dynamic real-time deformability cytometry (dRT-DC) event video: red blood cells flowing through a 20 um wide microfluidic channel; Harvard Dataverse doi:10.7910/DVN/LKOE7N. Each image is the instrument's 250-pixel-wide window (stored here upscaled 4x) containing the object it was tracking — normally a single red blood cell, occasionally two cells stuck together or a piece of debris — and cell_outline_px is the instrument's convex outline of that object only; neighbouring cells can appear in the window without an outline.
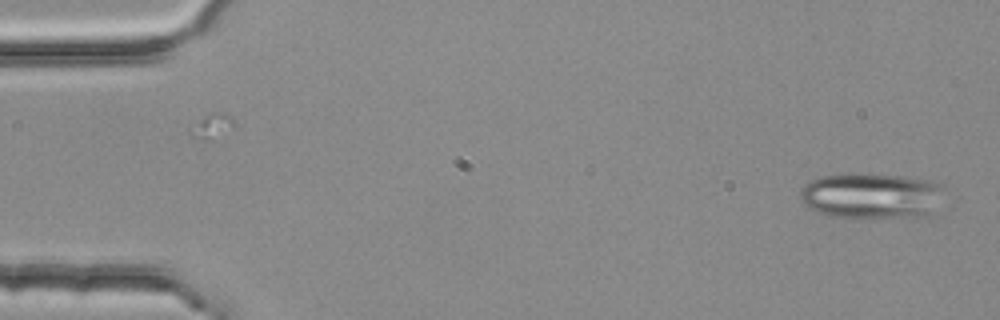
{"species": "common noctule bat (a hibernating species)", "species_latin": "Nyctalus noctula", "temperature_condition": "room temperature", "stored_images_in_passage": 52, "segment_of_instrument_passage": [1, 2], "camera_frame_rate_fps": 3000, "um_per_image_px": 0.085, "animal": {"sex": "female", "body_mass_g": 25.1}, "frame": {"image": 1, "passage_image": 1, "time_ms": 0.0, "image_size_px": [1000, 320], "cell_outline_px": [[940, 188], [932, 216], [828, 216], [808, 208], [804, 204], [800, 196], [800, 188], [804, 184], [820, 176], [856, 172], [860, 172], [904, 176], [936, 180], [940, 184]], "centroid_in_image_um": [74.01, 16.59], "position_along_channel_um": 11.0, "area_um2": 38.21}}